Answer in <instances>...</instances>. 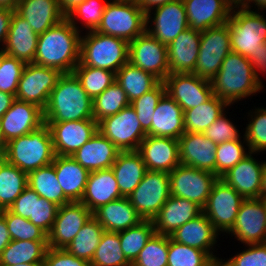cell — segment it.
Listing matches in <instances>:
<instances>
[{
    "mask_svg": "<svg viewBox=\"0 0 266 266\" xmlns=\"http://www.w3.org/2000/svg\"><path fill=\"white\" fill-rule=\"evenodd\" d=\"M81 36L65 17L61 22L38 36L35 64L73 73L80 62Z\"/></svg>",
    "mask_w": 266,
    "mask_h": 266,
    "instance_id": "cell-1",
    "label": "cell"
},
{
    "mask_svg": "<svg viewBox=\"0 0 266 266\" xmlns=\"http://www.w3.org/2000/svg\"><path fill=\"white\" fill-rule=\"evenodd\" d=\"M44 122L93 119V99L74 73H63L43 110Z\"/></svg>",
    "mask_w": 266,
    "mask_h": 266,
    "instance_id": "cell-2",
    "label": "cell"
},
{
    "mask_svg": "<svg viewBox=\"0 0 266 266\" xmlns=\"http://www.w3.org/2000/svg\"><path fill=\"white\" fill-rule=\"evenodd\" d=\"M211 85L213 94L230 106L263 90L254 76L249 59L232 51L224 58Z\"/></svg>",
    "mask_w": 266,
    "mask_h": 266,
    "instance_id": "cell-3",
    "label": "cell"
},
{
    "mask_svg": "<svg viewBox=\"0 0 266 266\" xmlns=\"http://www.w3.org/2000/svg\"><path fill=\"white\" fill-rule=\"evenodd\" d=\"M54 157L52 136L46 123L27 135L9 140L4 155L7 162L27 174L51 164Z\"/></svg>",
    "mask_w": 266,
    "mask_h": 266,
    "instance_id": "cell-4",
    "label": "cell"
},
{
    "mask_svg": "<svg viewBox=\"0 0 266 266\" xmlns=\"http://www.w3.org/2000/svg\"><path fill=\"white\" fill-rule=\"evenodd\" d=\"M80 62L116 73L129 62V42L97 31L82 32Z\"/></svg>",
    "mask_w": 266,
    "mask_h": 266,
    "instance_id": "cell-5",
    "label": "cell"
},
{
    "mask_svg": "<svg viewBox=\"0 0 266 266\" xmlns=\"http://www.w3.org/2000/svg\"><path fill=\"white\" fill-rule=\"evenodd\" d=\"M231 51L250 58L266 43V17L264 12L251 11L236 3L227 20Z\"/></svg>",
    "mask_w": 266,
    "mask_h": 266,
    "instance_id": "cell-6",
    "label": "cell"
},
{
    "mask_svg": "<svg viewBox=\"0 0 266 266\" xmlns=\"http://www.w3.org/2000/svg\"><path fill=\"white\" fill-rule=\"evenodd\" d=\"M95 31L131 42L146 31V13L136 0H110Z\"/></svg>",
    "mask_w": 266,
    "mask_h": 266,
    "instance_id": "cell-7",
    "label": "cell"
},
{
    "mask_svg": "<svg viewBox=\"0 0 266 266\" xmlns=\"http://www.w3.org/2000/svg\"><path fill=\"white\" fill-rule=\"evenodd\" d=\"M230 52L231 41L227 23L201 31L198 59L192 74L211 81Z\"/></svg>",
    "mask_w": 266,
    "mask_h": 266,
    "instance_id": "cell-8",
    "label": "cell"
},
{
    "mask_svg": "<svg viewBox=\"0 0 266 266\" xmlns=\"http://www.w3.org/2000/svg\"><path fill=\"white\" fill-rule=\"evenodd\" d=\"M98 131L120 151H136L147 133L142 129L136 111L129 105L115 115L98 122Z\"/></svg>",
    "mask_w": 266,
    "mask_h": 266,
    "instance_id": "cell-9",
    "label": "cell"
},
{
    "mask_svg": "<svg viewBox=\"0 0 266 266\" xmlns=\"http://www.w3.org/2000/svg\"><path fill=\"white\" fill-rule=\"evenodd\" d=\"M170 196L169 173L147 170L128 199L143 220H153Z\"/></svg>",
    "mask_w": 266,
    "mask_h": 266,
    "instance_id": "cell-10",
    "label": "cell"
},
{
    "mask_svg": "<svg viewBox=\"0 0 266 266\" xmlns=\"http://www.w3.org/2000/svg\"><path fill=\"white\" fill-rule=\"evenodd\" d=\"M169 178L170 195L195 202L202 209L218 179L211 172L181 164L169 173Z\"/></svg>",
    "mask_w": 266,
    "mask_h": 266,
    "instance_id": "cell-11",
    "label": "cell"
},
{
    "mask_svg": "<svg viewBox=\"0 0 266 266\" xmlns=\"http://www.w3.org/2000/svg\"><path fill=\"white\" fill-rule=\"evenodd\" d=\"M244 198L221 178L213 184L203 213L215 229L226 234L232 229Z\"/></svg>",
    "mask_w": 266,
    "mask_h": 266,
    "instance_id": "cell-12",
    "label": "cell"
},
{
    "mask_svg": "<svg viewBox=\"0 0 266 266\" xmlns=\"http://www.w3.org/2000/svg\"><path fill=\"white\" fill-rule=\"evenodd\" d=\"M59 70L35 63L24 66L18 83L16 99L45 109L50 93L62 75Z\"/></svg>",
    "mask_w": 266,
    "mask_h": 266,
    "instance_id": "cell-13",
    "label": "cell"
},
{
    "mask_svg": "<svg viewBox=\"0 0 266 266\" xmlns=\"http://www.w3.org/2000/svg\"><path fill=\"white\" fill-rule=\"evenodd\" d=\"M188 28L183 0L166 3L146 13V31L167 46Z\"/></svg>",
    "mask_w": 266,
    "mask_h": 266,
    "instance_id": "cell-14",
    "label": "cell"
},
{
    "mask_svg": "<svg viewBox=\"0 0 266 266\" xmlns=\"http://www.w3.org/2000/svg\"><path fill=\"white\" fill-rule=\"evenodd\" d=\"M129 62L153 74L161 82L169 75L167 45L147 31L129 42Z\"/></svg>",
    "mask_w": 266,
    "mask_h": 266,
    "instance_id": "cell-15",
    "label": "cell"
},
{
    "mask_svg": "<svg viewBox=\"0 0 266 266\" xmlns=\"http://www.w3.org/2000/svg\"><path fill=\"white\" fill-rule=\"evenodd\" d=\"M245 244L266 243V205L262 198L244 199L232 229L227 233Z\"/></svg>",
    "mask_w": 266,
    "mask_h": 266,
    "instance_id": "cell-16",
    "label": "cell"
},
{
    "mask_svg": "<svg viewBox=\"0 0 266 266\" xmlns=\"http://www.w3.org/2000/svg\"><path fill=\"white\" fill-rule=\"evenodd\" d=\"M49 126L55 155L72 156L98 132L95 119L44 122Z\"/></svg>",
    "mask_w": 266,
    "mask_h": 266,
    "instance_id": "cell-17",
    "label": "cell"
},
{
    "mask_svg": "<svg viewBox=\"0 0 266 266\" xmlns=\"http://www.w3.org/2000/svg\"><path fill=\"white\" fill-rule=\"evenodd\" d=\"M93 213L81 202H70L58 208L54 224L47 234L48 247L64 249Z\"/></svg>",
    "mask_w": 266,
    "mask_h": 266,
    "instance_id": "cell-18",
    "label": "cell"
},
{
    "mask_svg": "<svg viewBox=\"0 0 266 266\" xmlns=\"http://www.w3.org/2000/svg\"><path fill=\"white\" fill-rule=\"evenodd\" d=\"M163 82L166 93L183 111L201 105L213 95L211 81L192 73H172Z\"/></svg>",
    "mask_w": 266,
    "mask_h": 266,
    "instance_id": "cell-19",
    "label": "cell"
},
{
    "mask_svg": "<svg viewBox=\"0 0 266 266\" xmlns=\"http://www.w3.org/2000/svg\"><path fill=\"white\" fill-rule=\"evenodd\" d=\"M219 235L221 237V234L202 212L196 218L189 220L177 228L173 234L170 235V238L177 243L206 252L217 263L221 259L215 254V251L218 252L215 246H217Z\"/></svg>",
    "mask_w": 266,
    "mask_h": 266,
    "instance_id": "cell-20",
    "label": "cell"
},
{
    "mask_svg": "<svg viewBox=\"0 0 266 266\" xmlns=\"http://www.w3.org/2000/svg\"><path fill=\"white\" fill-rule=\"evenodd\" d=\"M137 151L149 171L170 173L180 165L179 142L174 138L147 135Z\"/></svg>",
    "mask_w": 266,
    "mask_h": 266,
    "instance_id": "cell-21",
    "label": "cell"
},
{
    "mask_svg": "<svg viewBox=\"0 0 266 266\" xmlns=\"http://www.w3.org/2000/svg\"><path fill=\"white\" fill-rule=\"evenodd\" d=\"M180 164L216 175L217 144L204 133L185 132L179 139Z\"/></svg>",
    "mask_w": 266,
    "mask_h": 266,
    "instance_id": "cell-22",
    "label": "cell"
},
{
    "mask_svg": "<svg viewBox=\"0 0 266 266\" xmlns=\"http://www.w3.org/2000/svg\"><path fill=\"white\" fill-rule=\"evenodd\" d=\"M189 28L203 31L227 23L234 0H183Z\"/></svg>",
    "mask_w": 266,
    "mask_h": 266,
    "instance_id": "cell-23",
    "label": "cell"
},
{
    "mask_svg": "<svg viewBox=\"0 0 266 266\" xmlns=\"http://www.w3.org/2000/svg\"><path fill=\"white\" fill-rule=\"evenodd\" d=\"M250 152L220 178L233 187L244 199L261 198L262 170L264 161H258Z\"/></svg>",
    "mask_w": 266,
    "mask_h": 266,
    "instance_id": "cell-24",
    "label": "cell"
},
{
    "mask_svg": "<svg viewBox=\"0 0 266 266\" xmlns=\"http://www.w3.org/2000/svg\"><path fill=\"white\" fill-rule=\"evenodd\" d=\"M5 141L24 136L44 124L43 110L37 105L15 99L0 119Z\"/></svg>",
    "mask_w": 266,
    "mask_h": 266,
    "instance_id": "cell-25",
    "label": "cell"
},
{
    "mask_svg": "<svg viewBox=\"0 0 266 266\" xmlns=\"http://www.w3.org/2000/svg\"><path fill=\"white\" fill-rule=\"evenodd\" d=\"M200 41L201 31L188 28L167 46L169 74L194 72Z\"/></svg>",
    "mask_w": 266,
    "mask_h": 266,
    "instance_id": "cell-26",
    "label": "cell"
},
{
    "mask_svg": "<svg viewBox=\"0 0 266 266\" xmlns=\"http://www.w3.org/2000/svg\"><path fill=\"white\" fill-rule=\"evenodd\" d=\"M38 36L31 25L14 11L3 52L23 61L25 64L33 63Z\"/></svg>",
    "mask_w": 266,
    "mask_h": 266,
    "instance_id": "cell-27",
    "label": "cell"
},
{
    "mask_svg": "<svg viewBox=\"0 0 266 266\" xmlns=\"http://www.w3.org/2000/svg\"><path fill=\"white\" fill-rule=\"evenodd\" d=\"M202 212L203 209L195 202L171 195L152 220L155 232L170 236L177 228Z\"/></svg>",
    "mask_w": 266,
    "mask_h": 266,
    "instance_id": "cell-28",
    "label": "cell"
},
{
    "mask_svg": "<svg viewBox=\"0 0 266 266\" xmlns=\"http://www.w3.org/2000/svg\"><path fill=\"white\" fill-rule=\"evenodd\" d=\"M120 150L99 131L71 157L89 172L111 168Z\"/></svg>",
    "mask_w": 266,
    "mask_h": 266,
    "instance_id": "cell-29",
    "label": "cell"
},
{
    "mask_svg": "<svg viewBox=\"0 0 266 266\" xmlns=\"http://www.w3.org/2000/svg\"><path fill=\"white\" fill-rule=\"evenodd\" d=\"M122 198L118 182L111 168L90 172L81 199L92 213L100 206Z\"/></svg>",
    "mask_w": 266,
    "mask_h": 266,
    "instance_id": "cell-30",
    "label": "cell"
},
{
    "mask_svg": "<svg viewBox=\"0 0 266 266\" xmlns=\"http://www.w3.org/2000/svg\"><path fill=\"white\" fill-rule=\"evenodd\" d=\"M52 163L64 196L70 202H80L84 195L90 172L71 156L55 155Z\"/></svg>",
    "mask_w": 266,
    "mask_h": 266,
    "instance_id": "cell-31",
    "label": "cell"
},
{
    "mask_svg": "<svg viewBox=\"0 0 266 266\" xmlns=\"http://www.w3.org/2000/svg\"><path fill=\"white\" fill-rule=\"evenodd\" d=\"M151 136L179 139L184 133V111L167 93L155 108Z\"/></svg>",
    "mask_w": 266,
    "mask_h": 266,
    "instance_id": "cell-32",
    "label": "cell"
},
{
    "mask_svg": "<svg viewBox=\"0 0 266 266\" xmlns=\"http://www.w3.org/2000/svg\"><path fill=\"white\" fill-rule=\"evenodd\" d=\"M93 217L109 232L123 231L143 221L128 197L100 206L93 212Z\"/></svg>",
    "mask_w": 266,
    "mask_h": 266,
    "instance_id": "cell-33",
    "label": "cell"
},
{
    "mask_svg": "<svg viewBox=\"0 0 266 266\" xmlns=\"http://www.w3.org/2000/svg\"><path fill=\"white\" fill-rule=\"evenodd\" d=\"M15 11L31 25L38 35L66 17L59 8L58 0H21Z\"/></svg>",
    "mask_w": 266,
    "mask_h": 266,
    "instance_id": "cell-34",
    "label": "cell"
},
{
    "mask_svg": "<svg viewBox=\"0 0 266 266\" xmlns=\"http://www.w3.org/2000/svg\"><path fill=\"white\" fill-rule=\"evenodd\" d=\"M111 169L118 182L122 197H129L147 171L142 156L137 150L120 151Z\"/></svg>",
    "mask_w": 266,
    "mask_h": 266,
    "instance_id": "cell-35",
    "label": "cell"
},
{
    "mask_svg": "<svg viewBox=\"0 0 266 266\" xmlns=\"http://www.w3.org/2000/svg\"><path fill=\"white\" fill-rule=\"evenodd\" d=\"M229 104L214 94L201 105L184 111L185 132L204 133L217 118L228 111Z\"/></svg>",
    "mask_w": 266,
    "mask_h": 266,
    "instance_id": "cell-36",
    "label": "cell"
},
{
    "mask_svg": "<svg viewBox=\"0 0 266 266\" xmlns=\"http://www.w3.org/2000/svg\"><path fill=\"white\" fill-rule=\"evenodd\" d=\"M116 82L127 94L130 102L150 92L161 81L153 74L126 63L116 72Z\"/></svg>",
    "mask_w": 266,
    "mask_h": 266,
    "instance_id": "cell-37",
    "label": "cell"
},
{
    "mask_svg": "<svg viewBox=\"0 0 266 266\" xmlns=\"http://www.w3.org/2000/svg\"><path fill=\"white\" fill-rule=\"evenodd\" d=\"M27 178L28 186L40 197L55 203L59 207L70 203L64 196L63 189L58 182L53 163L29 172Z\"/></svg>",
    "mask_w": 266,
    "mask_h": 266,
    "instance_id": "cell-38",
    "label": "cell"
},
{
    "mask_svg": "<svg viewBox=\"0 0 266 266\" xmlns=\"http://www.w3.org/2000/svg\"><path fill=\"white\" fill-rule=\"evenodd\" d=\"M47 241L11 240L0 255V266L44 262Z\"/></svg>",
    "mask_w": 266,
    "mask_h": 266,
    "instance_id": "cell-39",
    "label": "cell"
},
{
    "mask_svg": "<svg viewBox=\"0 0 266 266\" xmlns=\"http://www.w3.org/2000/svg\"><path fill=\"white\" fill-rule=\"evenodd\" d=\"M28 186L27 173L5 159L0 160V208L9 209Z\"/></svg>",
    "mask_w": 266,
    "mask_h": 266,
    "instance_id": "cell-40",
    "label": "cell"
},
{
    "mask_svg": "<svg viewBox=\"0 0 266 266\" xmlns=\"http://www.w3.org/2000/svg\"><path fill=\"white\" fill-rule=\"evenodd\" d=\"M104 231V228L92 216L64 249L77 258L91 262Z\"/></svg>",
    "mask_w": 266,
    "mask_h": 266,
    "instance_id": "cell-41",
    "label": "cell"
},
{
    "mask_svg": "<svg viewBox=\"0 0 266 266\" xmlns=\"http://www.w3.org/2000/svg\"><path fill=\"white\" fill-rule=\"evenodd\" d=\"M118 233L121 250L126 259L132 264L156 232L152 220H143L139 224Z\"/></svg>",
    "mask_w": 266,
    "mask_h": 266,
    "instance_id": "cell-42",
    "label": "cell"
},
{
    "mask_svg": "<svg viewBox=\"0 0 266 266\" xmlns=\"http://www.w3.org/2000/svg\"><path fill=\"white\" fill-rule=\"evenodd\" d=\"M90 263L91 266H131L121 250L118 232H103Z\"/></svg>",
    "mask_w": 266,
    "mask_h": 266,
    "instance_id": "cell-43",
    "label": "cell"
},
{
    "mask_svg": "<svg viewBox=\"0 0 266 266\" xmlns=\"http://www.w3.org/2000/svg\"><path fill=\"white\" fill-rule=\"evenodd\" d=\"M129 105L127 94L115 81L93 99V118L98 123L103 118L115 115Z\"/></svg>",
    "mask_w": 266,
    "mask_h": 266,
    "instance_id": "cell-44",
    "label": "cell"
},
{
    "mask_svg": "<svg viewBox=\"0 0 266 266\" xmlns=\"http://www.w3.org/2000/svg\"><path fill=\"white\" fill-rule=\"evenodd\" d=\"M73 73L80 81L82 88L94 99L116 81V73L107 69L84 66L81 62Z\"/></svg>",
    "mask_w": 266,
    "mask_h": 266,
    "instance_id": "cell-45",
    "label": "cell"
},
{
    "mask_svg": "<svg viewBox=\"0 0 266 266\" xmlns=\"http://www.w3.org/2000/svg\"><path fill=\"white\" fill-rule=\"evenodd\" d=\"M109 1L110 0H85L71 11L66 18L79 32L84 30H86V32L95 31L101 22L103 12ZM78 22L82 24L80 25L82 26L81 28Z\"/></svg>",
    "mask_w": 266,
    "mask_h": 266,
    "instance_id": "cell-46",
    "label": "cell"
},
{
    "mask_svg": "<svg viewBox=\"0 0 266 266\" xmlns=\"http://www.w3.org/2000/svg\"><path fill=\"white\" fill-rule=\"evenodd\" d=\"M167 266H213L216 262L204 251L175 242L168 236Z\"/></svg>",
    "mask_w": 266,
    "mask_h": 266,
    "instance_id": "cell-47",
    "label": "cell"
},
{
    "mask_svg": "<svg viewBox=\"0 0 266 266\" xmlns=\"http://www.w3.org/2000/svg\"><path fill=\"white\" fill-rule=\"evenodd\" d=\"M249 153V147L245 140L244 134L239 139L217 144L215 152L216 176L220 178Z\"/></svg>",
    "mask_w": 266,
    "mask_h": 266,
    "instance_id": "cell-48",
    "label": "cell"
},
{
    "mask_svg": "<svg viewBox=\"0 0 266 266\" xmlns=\"http://www.w3.org/2000/svg\"><path fill=\"white\" fill-rule=\"evenodd\" d=\"M247 116L248 124L242 132L249 151L255 154L264 153L266 151V107H255L248 112Z\"/></svg>",
    "mask_w": 266,
    "mask_h": 266,
    "instance_id": "cell-49",
    "label": "cell"
},
{
    "mask_svg": "<svg viewBox=\"0 0 266 266\" xmlns=\"http://www.w3.org/2000/svg\"><path fill=\"white\" fill-rule=\"evenodd\" d=\"M165 93V83L160 82L150 92L130 102V106L136 111L141 127L147 135H151L152 116H154L155 108Z\"/></svg>",
    "mask_w": 266,
    "mask_h": 266,
    "instance_id": "cell-50",
    "label": "cell"
},
{
    "mask_svg": "<svg viewBox=\"0 0 266 266\" xmlns=\"http://www.w3.org/2000/svg\"><path fill=\"white\" fill-rule=\"evenodd\" d=\"M168 236L155 233L131 266H167Z\"/></svg>",
    "mask_w": 266,
    "mask_h": 266,
    "instance_id": "cell-51",
    "label": "cell"
},
{
    "mask_svg": "<svg viewBox=\"0 0 266 266\" xmlns=\"http://www.w3.org/2000/svg\"><path fill=\"white\" fill-rule=\"evenodd\" d=\"M1 214L5 217L12 240L47 241V234L28 219L9 209L2 210Z\"/></svg>",
    "mask_w": 266,
    "mask_h": 266,
    "instance_id": "cell-52",
    "label": "cell"
},
{
    "mask_svg": "<svg viewBox=\"0 0 266 266\" xmlns=\"http://www.w3.org/2000/svg\"><path fill=\"white\" fill-rule=\"evenodd\" d=\"M25 65L23 61L5 54L2 50V59L0 62L1 92L16 96L18 83Z\"/></svg>",
    "mask_w": 266,
    "mask_h": 266,
    "instance_id": "cell-53",
    "label": "cell"
},
{
    "mask_svg": "<svg viewBox=\"0 0 266 266\" xmlns=\"http://www.w3.org/2000/svg\"><path fill=\"white\" fill-rule=\"evenodd\" d=\"M222 266H266V243L245 244L243 251L230 258L220 259Z\"/></svg>",
    "mask_w": 266,
    "mask_h": 266,
    "instance_id": "cell-54",
    "label": "cell"
},
{
    "mask_svg": "<svg viewBox=\"0 0 266 266\" xmlns=\"http://www.w3.org/2000/svg\"><path fill=\"white\" fill-rule=\"evenodd\" d=\"M224 112L216 121H214L205 131L204 135L216 144L224 143L226 141L239 139L242 133H239L237 125H235L227 114ZM227 116V117H226Z\"/></svg>",
    "mask_w": 266,
    "mask_h": 266,
    "instance_id": "cell-55",
    "label": "cell"
},
{
    "mask_svg": "<svg viewBox=\"0 0 266 266\" xmlns=\"http://www.w3.org/2000/svg\"><path fill=\"white\" fill-rule=\"evenodd\" d=\"M59 206L43 197L35 198L34 225L48 234L56 219Z\"/></svg>",
    "mask_w": 266,
    "mask_h": 266,
    "instance_id": "cell-56",
    "label": "cell"
},
{
    "mask_svg": "<svg viewBox=\"0 0 266 266\" xmlns=\"http://www.w3.org/2000/svg\"><path fill=\"white\" fill-rule=\"evenodd\" d=\"M40 196L29 186H27L20 196L9 207L12 213L28 219L34 224L35 198Z\"/></svg>",
    "mask_w": 266,
    "mask_h": 266,
    "instance_id": "cell-57",
    "label": "cell"
},
{
    "mask_svg": "<svg viewBox=\"0 0 266 266\" xmlns=\"http://www.w3.org/2000/svg\"><path fill=\"white\" fill-rule=\"evenodd\" d=\"M44 266H91V263L73 256L66 249L48 247L44 258Z\"/></svg>",
    "mask_w": 266,
    "mask_h": 266,
    "instance_id": "cell-58",
    "label": "cell"
},
{
    "mask_svg": "<svg viewBox=\"0 0 266 266\" xmlns=\"http://www.w3.org/2000/svg\"><path fill=\"white\" fill-rule=\"evenodd\" d=\"M249 61L251 62L254 76L256 77L258 84L262 88L266 87L260 77V73L266 75V43L262 44V48H259L254 55L249 58Z\"/></svg>",
    "mask_w": 266,
    "mask_h": 266,
    "instance_id": "cell-59",
    "label": "cell"
},
{
    "mask_svg": "<svg viewBox=\"0 0 266 266\" xmlns=\"http://www.w3.org/2000/svg\"><path fill=\"white\" fill-rule=\"evenodd\" d=\"M13 12L14 10L8 8H0V51L6 43Z\"/></svg>",
    "mask_w": 266,
    "mask_h": 266,
    "instance_id": "cell-60",
    "label": "cell"
},
{
    "mask_svg": "<svg viewBox=\"0 0 266 266\" xmlns=\"http://www.w3.org/2000/svg\"><path fill=\"white\" fill-rule=\"evenodd\" d=\"M11 236L8 232L7 223L5 217L0 214V255L2 251L8 246L11 242Z\"/></svg>",
    "mask_w": 266,
    "mask_h": 266,
    "instance_id": "cell-61",
    "label": "cell"
},
{
    "mask_svg": "<svg viewBox=\"0 0 266 266\" xmlns=\"http://www.w3.org/2000/svg\"><path fill=\"white\" fill-rule=\"evenodd\" d=\"M139 7L145 12H149L153 8L164 5L166 3L174 2L177 0H136Z\"/></svg>",
    "mask_w": 266,
    "mask_h": 266,
    "instance_id": "cell-62",
    "label": "cell"
},
{
    "mask_svg": "<svg viewBox=\"0 0 266 266\" xmlns=\"http://www.w3.org/2000/svg\"><path fill=\"white\" fill-rule=\"evenodd\" d=\"M15 99L14 95L0 91V119L8 111Z\"/></svg>",
    "mask_w": 266,
    "mask_h": 266,
    "instance_id": "cell-63",
    "label": "cell"
},
{
    "mask_svg": "<svg viewBox=\"0 0 266 266\" xmlns=\"http://www.w3.org/2000/svg\"><path fill=\"white\" fill-rule=\"evenodd\" d=\"M85 0H58V5L61 12L67 16L73 11L79 4H82Z\"/></svg>",
    "mask_w": 266,
    "mask_h": 266,
    "instance_id": "cell-64",
    "label": "cell"
},
{
    "mask_svg": "<svg viewBox=\"0 0 266 266\" xmlns=\"http://www.w3.org/2000/svg\"><path fill=\"white\" fill-rule=\"evenodd\" d=\"M238 4L251 11H254L256 9L255 11L258 10V12H263V10H266V0H241ZM251 7H253L254 9Z\"/></svg>",
    "mask_w": 266,
    "mask_h": 266,
    "instance_id": "cell-65",
    "label": "cell"
},
{
    "mask_svg": "<svg viewBox=\"0 0 266 266\" xmlns=\"http://www.w3.org/2000/svg\"><path fill=\"white\" fill-rule=\"evenodd\" d=\"M21 0H0V8L16 10Z\"/></svg>",
    "mask_w": 266,
    "mask_h": 266,
    "instance_id": "cell-66",
    "label": "cell"
},
{
    "mask_svg": "<svg viewBox=\"0 0 266 266\" xmlns=\"http://www.w3.org/2000/svg\"><path fill=\"white\" fill-rule=\"evenodd\" d=\"M6 144L7 142L5 141V137L3 135L1 122H0V160L4 159Z\"/></svg>",
    "mask_w": 266,
    "mask_h": 266,
    "instance_id": "cell-67",
    "label": "cell"
},
{
    "mask_svg": "<svg viewBox=\"0 0 266 266\" xmlns=\"http://www.w3.org/2000/svg\"><path fill=\"white\" fill-rule=\"evenodd\" d=\"M266 196V161L262 170V183H261V198Z\"/></svg>",
    "mask_w": 266,
    "mask_h": 266,
    "instance_id": "cell-68",
    "label": "cell"
},
{
    "mask_svg": "<svg viewBox=\"0 0 266 266\" xmlns=\"http://www.w3.org/2000/svg\"><path fill=\"white\" fill-rule=\"evenodd\" d=\"M11 266H44V262L20 263Z\"/></svg>",
    "mask_w": 266,
    "mask_h": 266,
    "instance_id": "cell-69",
    "label": "cell"
},
{
    "mask_svg": "<svg viewBox=\"0 0 266 266\" xmlns=\"http://www.w3.org/2000/svg\"><path fill=\"white\" fill-rule=\"evenodd\" d=\"M262 200L264 201V203L266 205V196L262 197Z\"/></svg>",
    "mask_w": 266,
    "mask_h": 266,
    "instance_id": "cell-70",
    "label": "cell"
},
{
    "mask_svg": "<svg viewBox=\"0 0 266 266\" xmlns=\"http://www.w3.org/2000/svg\"><path fill=\"white\" fill-rule=\"evenodd\" d=\"M213 266H222L219 262H217L215 265Z\"/></svg>",
    "mask_w": 266,
    "mask_h": 266,
    "instance_id": "cell-71",
    "label": "cell"
},
{
    "mask_svg": "<svg viewBox=\"0 0 266 266\" xmlns=\"http://www.w3.org/2000/svg\"><path fill=\"white\" fill-rule=\"evenodd\" d=\"M1 59H2V50L0 51V62H1Z\"/></svg>",
    "mask_w": 266,
    "mask_h": 266,
    "instance_id": "cell-72",
    "label": "cell"
}]
</instances>
